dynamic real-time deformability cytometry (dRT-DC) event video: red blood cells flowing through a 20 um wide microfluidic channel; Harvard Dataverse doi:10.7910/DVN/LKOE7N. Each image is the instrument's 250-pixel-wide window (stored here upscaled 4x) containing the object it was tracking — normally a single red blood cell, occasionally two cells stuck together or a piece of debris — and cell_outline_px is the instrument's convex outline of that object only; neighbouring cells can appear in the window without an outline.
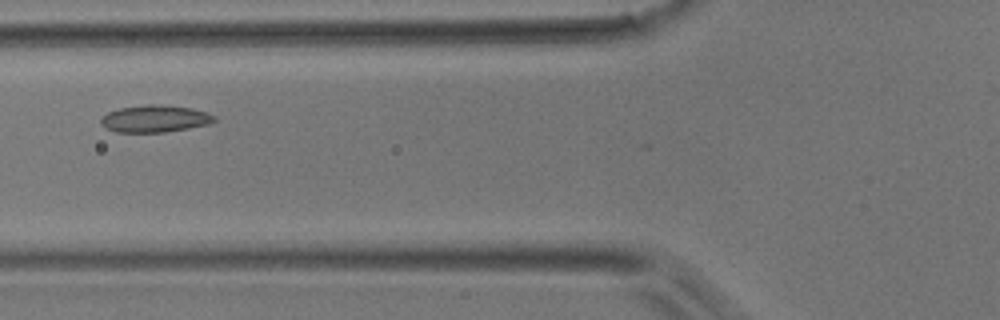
{"species": "common noctule bat (a hibernating species)", "species_latin": "Nyctalus noctula", "temperature_condition": "room temperature", "stored_images_in_passage": 39, "camera_frame_rate_fps": 3000, "um_per_image_px": 0.085, "animal": {"sex": "male", "body_mass_g": 17.9}, "frame": {"image": 1, "passage_image": 10, "time_ms": 3.0, "image_size_px": [1000, 320], "cell_outline_px": [[216, 120], [208, 124], [188, 128], [164, 132], [116, 132], [104, 128], [100, 120], [108, 112], [120, 108], [144, 104], [160, 104], [192, 108], [208, 112], [216, 116]], "centroid_in_image_um": [13.18, 10.08], "position_along_channel_um": 112.6, "area_um2": 17.98}}
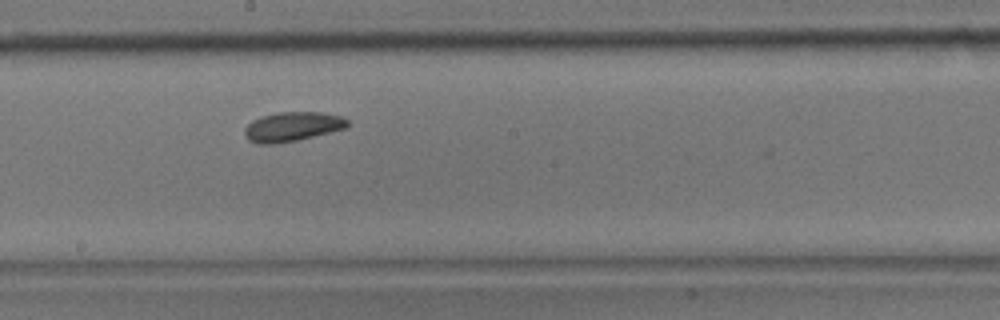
{"frame": {"image": 2, "passage_image": 18, "time_ms": 5.667, "image_size_px": [1000, 320], "cell_outline_px": [[348, 124], [344, 128], [296, 140], [272, 144], [256, 144], [248, 140], [244, 136], [244, 128], [252, 120], [260, 116], [276, 112], [320, 112], [340, 116], [348, 120]], "centroid_in_image_um": [24.76, 10.76], "position_along_channel_um": 223.4, "area_um2": 17.51}}
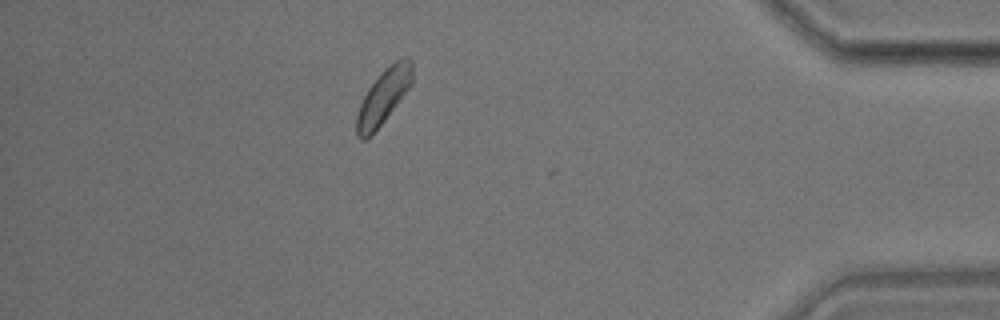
{"frame": {"image": 3, "passage_image": 34, "time_ms": 11.0, "image_size_px": [1000, 320], "cell_outline_px": [[412, 84], [372, 136], [364, 140], [360, 140], [356, 132], [356, 116], [360, 104], [368, 88], [384, 68], [400, 56], [408, 56], [412, 60]], "centroid_in_image_um": [32.6, 8.18], "position_along_channel_um": 402.6, "area_um2": 17.92}}